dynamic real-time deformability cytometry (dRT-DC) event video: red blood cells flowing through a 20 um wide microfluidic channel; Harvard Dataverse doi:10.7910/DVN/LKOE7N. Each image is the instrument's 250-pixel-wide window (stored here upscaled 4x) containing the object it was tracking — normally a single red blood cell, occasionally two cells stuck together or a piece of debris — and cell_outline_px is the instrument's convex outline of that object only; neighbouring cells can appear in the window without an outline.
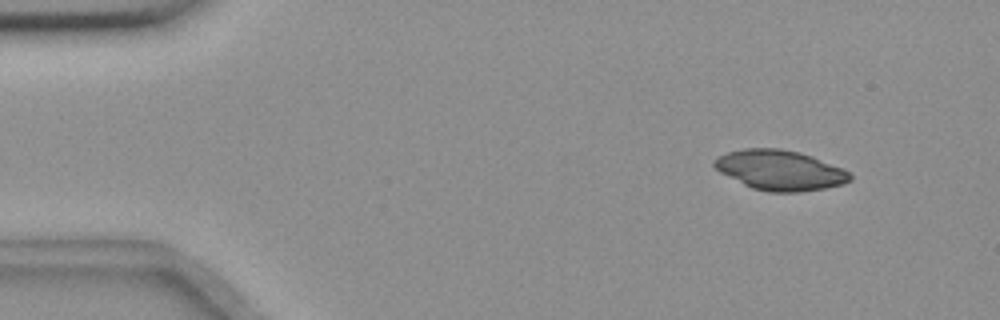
{"species": "common noctule bat (a hibernating species)", "species_latin": "Nyctalus noctula", "temperature_condition": "room temperature", "stored_images_in_passage": 3, "camera_frame_rate_fps": 3000, "um_per_image_px": 0.085, "animal": {"sex": "female", "body_mass_g": 18.4}, "frame": {"image": 1, "passage_image": 1, "time_ms": 0.0, "image_size_px": [1000, 320], "cell_outline_px": [[852, 180], [844, 184], [824, 188], [800, 192], [768, 192], [752, 188], [720, 172], [712, 164], [712, 160], [728, 152], [744, 148], [780, 148], [800, 152], [812, 156], [840, 168], [848, 172], [852, 176]], "centroid_in_image_um": [66.29, 14.46], "position_along_channel_um": 18.7, "area_um2": 31.5}}